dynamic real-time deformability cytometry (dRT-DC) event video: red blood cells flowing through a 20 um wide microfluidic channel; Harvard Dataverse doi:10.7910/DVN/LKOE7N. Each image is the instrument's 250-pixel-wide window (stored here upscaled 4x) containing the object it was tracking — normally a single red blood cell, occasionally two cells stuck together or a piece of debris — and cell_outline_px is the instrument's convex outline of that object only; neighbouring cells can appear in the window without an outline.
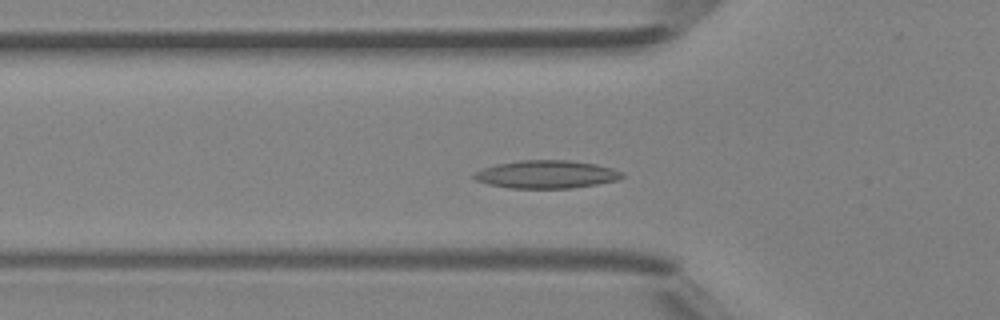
{"species": "Egyptian fruit bat (a non-hibernating species)", "species_latin": "Rousettus aegyptiacus", "temperature_condition": "room temperature", "stored_images_in_passage": 44, "camera_frame_rate_fps": 3000, "um_per_image_px": 0.085, "animal": {"sex": "female"}, "frame": {"image": 1, "passage_image": 13, "time_ms": 4.0, "image_size_px": [1000, 320], "cell_outline_px": [[624, 176], [616, 180], [596, 184], [572, 188], [508, 188], [488, 184], [476, 180], [472, 176], [476, 172], [484, 168], [496, 164], [520, 160], [568, 160], [596, 164], [612, 168], [624, 172]], "centroid_in_image_um": [46.45, 14.82], "position_along_channel_um": 79.3, "area_um2": 24.04}}
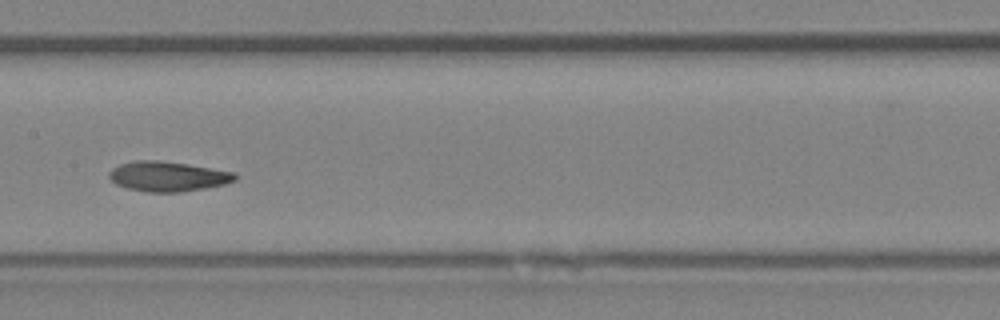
{"frame": {"image": 2, "passage_image": 21, "time_ms": 6.667, "image_size_px": [1000, 320], "cell_outline_px": [[236, 180], [224, 184], [204, 188], [180, 192], [148, 192], [128, 188], [116, 184], [108, 176], [108, 172], [112, 168], [120, 164], [136, 160], [156, 160], [188, 164], [236, 172]], "centroid_in_image_um": [14.26, 14.99], "position_along_channel_um": 193.1, "area_um2": 21.91}}
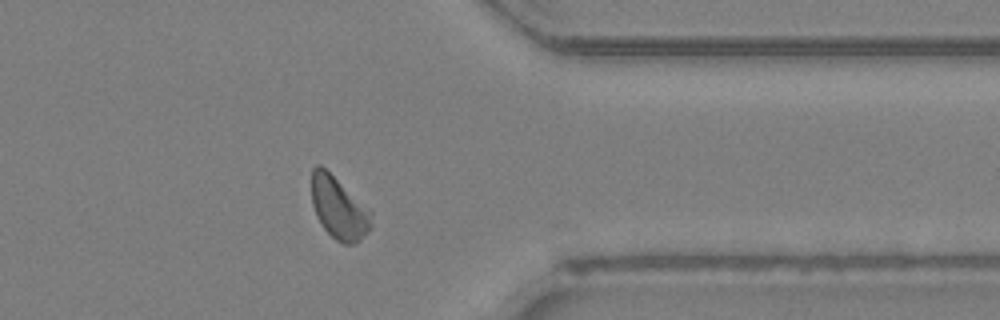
{"frame": {"image": 3, "passage_image": 35, "time_ms": 11.333, "image_size_px": [1000, 320], "cell_outline_px": [[372, 228], [356, 244], [344, 244], [336, 240], [324, 228], [316, 216], [312, 204], [312, 168], [316, 164], [320, 164], [368, 208], [372, 212]], "centroid_in_image_um": [28.81, 17.71], "position_along_channel_um": 382.6, "area_um2": 21.5}, "authors_computed_cell_mechanics": {"area_um2": 21.9062, "velocity_mm_per_s": 4.2786, "shape_relaxation_time_tau1_ms": 3.895, "shape_relaxation_time_tau2_ms": 3.4577, "deformation_change_tau1": 0.1045, "deformation_change_tau2": 0.0866}}